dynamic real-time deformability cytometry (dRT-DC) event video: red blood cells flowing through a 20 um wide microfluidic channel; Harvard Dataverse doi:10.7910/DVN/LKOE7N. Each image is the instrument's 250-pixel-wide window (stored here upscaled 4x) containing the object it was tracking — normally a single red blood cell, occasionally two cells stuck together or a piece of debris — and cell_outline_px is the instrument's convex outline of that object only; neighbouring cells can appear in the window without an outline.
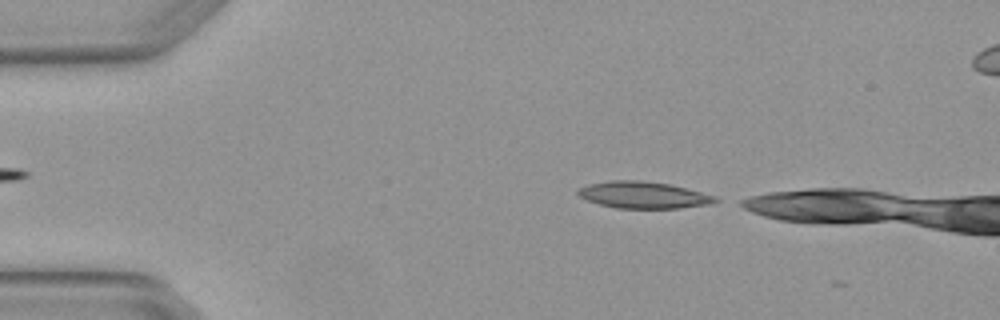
{"species": "Egyptian fruit bat (a non-hibernating species)", "species_latin": "Rousettus aegyptiacus", "temperature_condition": "warm", "stored_images_in_passage": 3, "segment_of_instrument_passage": [2, 2], "camera_frame_rate_fps": 3000, "um_per_image_px": 0.085, "animal": {"sex": "female"}, "frame": {"image": 1, "passage_image": 3, "time_ms": 0.667, "image_size_px": [1000, 320], "cell_outline_px": [[720, 200], [712, 204], [680, 208], [616, 208], [600, 204], [588, 200], [580, 196], [576, 192], [580, 188], [588, 184], [608, 180], [640, 180], [672, 184], [716, 196]], "centroid_in_image_um": [54.73, 16.56], "position_along_channel_um": 30.3, "area_um2": 21.5}}